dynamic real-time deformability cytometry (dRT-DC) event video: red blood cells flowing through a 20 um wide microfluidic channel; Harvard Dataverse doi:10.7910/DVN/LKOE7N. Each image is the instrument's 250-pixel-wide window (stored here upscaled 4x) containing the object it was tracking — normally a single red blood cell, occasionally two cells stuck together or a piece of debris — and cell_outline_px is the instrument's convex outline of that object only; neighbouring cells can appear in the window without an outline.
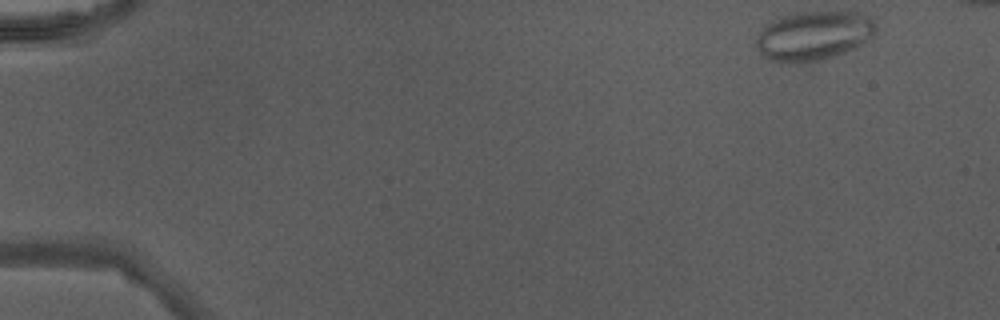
{"species": "Egyptian fruit bat (a non-hibernating species)", "species_latin": "Rousettus aegyptiacus", "temperature_condition": "warm", "stored_images_in_passage": 42, "segment_of_instrument_passage": [1, 2], "camera_frame_rate_fps": 3000, "um_per_image_px": 0.085, "animal": {"sex": "male"}, "frame": {"image": 1, "passage_image": 1, "time_ms": 0.0, "image_size_px": [1000, 320], "cell_outline_px": [[876, 32], [872, 36], [860, 44], [844, 52], [820, 60], [788, 64], [780, 64], [768, 60], [756, 48], [756, 36], [772, 20], [780, 16], [800, 12], [856, 12], [872, 16], [876, 24]], "centroid_in_image_um": [69.13, 3.04], "position_along_channel_um": 15.9, "area_um2": 34.45}}